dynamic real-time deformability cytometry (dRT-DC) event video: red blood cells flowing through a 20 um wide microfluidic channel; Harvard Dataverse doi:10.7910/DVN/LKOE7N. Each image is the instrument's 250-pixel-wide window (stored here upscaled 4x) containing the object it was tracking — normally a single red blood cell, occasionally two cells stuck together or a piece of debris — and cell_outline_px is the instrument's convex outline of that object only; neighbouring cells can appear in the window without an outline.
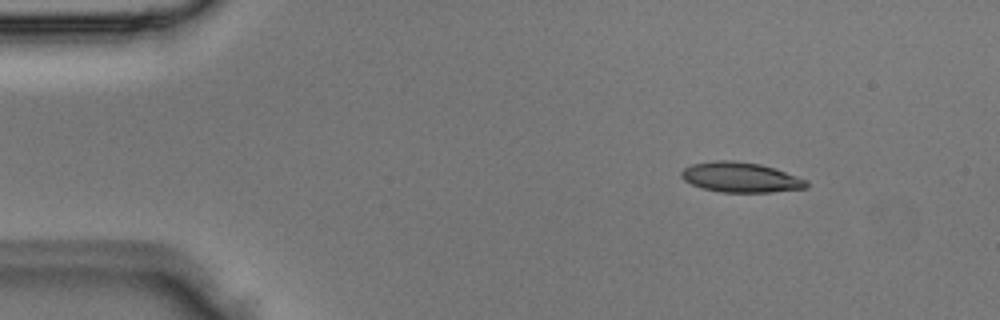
{"species": "Egyptian fruit bat (a non-hibernating species)", "species_latin": "Rousettus aegyptiacus", "temperature_condition": "room temperature", "stored_images_in_passage": 3, "segment_of_instrument_passage": [1, 2], "camera_frame_rate_fps": 3000, "um_per_image_px": 0.085, "animal": {"sex": "male"}, "frame": {"image": 1, "passage_image": 1, "time_ms": 0.0, "image_size_px": [1000, 320], "cell_outline_px": [[808, 188], [772, 192], [720, 192], [704, 188], [692, 184], [684, 180], [680, 176], [680, 172], [684, 168], [692, 164], [716, 160], [732, 160], [760, 164], [776, 168], [808, 180]], "centroid_in_image_um": [62.98, 15.07], "position_along_channel_um": 22.0, "area_um2": 22.02}}
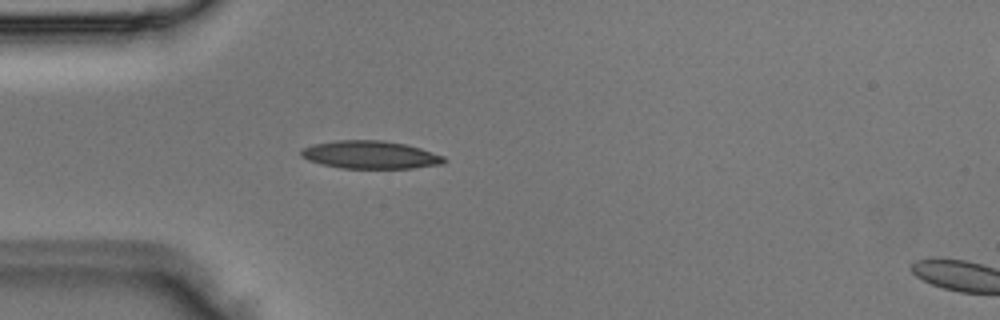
{"frame": {"image": 2, "passage_image": 2, "time_ms": 0.333, "image_size_px": [1000, 320], "cell_outline_px": [[448, 160], [444, 164], [412, 168], [340, 168], [320, 164], [308, 160], [300, 156], [300, 152], [304, 148], [312, 144], [336, 140], [384, 140], [404, 144], [420, 148], [444, 156]], "centroid_in_image_um": [31.48, 13.16], "position_along_channel_um": 53.5, "area_um2": 23.35}}